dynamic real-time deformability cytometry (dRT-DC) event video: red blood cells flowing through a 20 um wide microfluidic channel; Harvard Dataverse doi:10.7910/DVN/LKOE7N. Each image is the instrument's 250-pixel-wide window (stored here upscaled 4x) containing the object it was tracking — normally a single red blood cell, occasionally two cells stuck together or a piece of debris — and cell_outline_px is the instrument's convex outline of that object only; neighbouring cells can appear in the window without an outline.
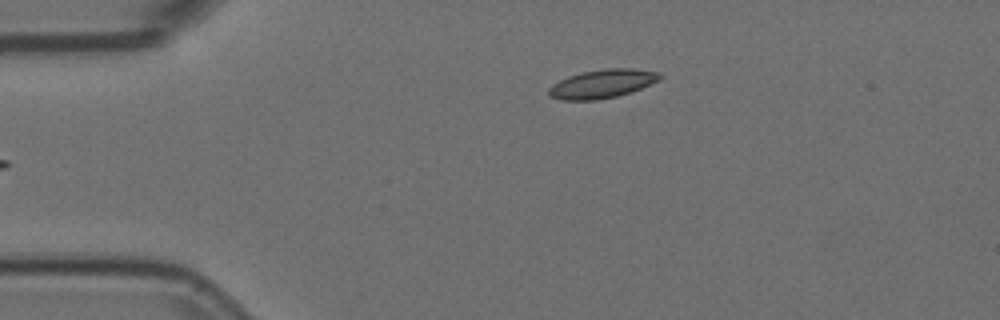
{"species": "Egyptian fruit bat (a non-hibernating species)", "species_latin": "Rousettus aegyptiacus", "temperature_condition": "room temperature", "stored_images_in_passage": 6, "camera_frame_rate_fps": 3000, "um_per_image_px": 0.085, "animal": {"sex": "female"}, "frame": {"image": 1, "passage_image": 6, "time_ms": 1.667, "image_size_px": [1000, 320], "cell_outline_px": [[664, 76], [660, 80], [632, 92], [616, 96], [596, 100], [560, 100], [548, 96], [548, 88], [552, 84], [568, 76], [580, 72], [604, 68], [632, 68], [660, 72]], "centroid_in_image_um": [51.2, 7.11], "position_along_channel_um": 33.8, "area_um2": 18.84}}